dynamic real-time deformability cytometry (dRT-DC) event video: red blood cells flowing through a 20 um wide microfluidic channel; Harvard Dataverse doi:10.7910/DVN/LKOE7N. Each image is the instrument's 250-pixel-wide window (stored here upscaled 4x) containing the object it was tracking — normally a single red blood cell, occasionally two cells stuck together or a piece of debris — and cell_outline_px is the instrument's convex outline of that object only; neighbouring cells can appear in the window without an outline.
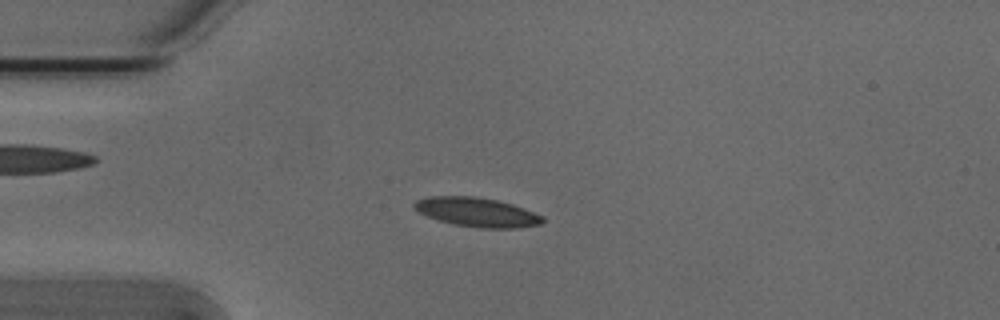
{"species": "Egyptian fruit bat (a non-hibernating species)", "species_latin": "Rousettus aegyptiacus", "temperature_condition": "cold", "stored_images_in_passage": 53, "camera_frame_rate_fps": 3000, "um_per_image_px": 0.085, "animal": {"sex": "male"}, "frame": {"image": 1, "passage_image": 13, "time_ms": 4.0, "image_size_px": [1000, 320], "cell_outline_px": [[544, 220], [540, 224], [516, 228], [480, 228], [452, 224], [428, 216], [412, 208], [412, 204], [416, 200], [428, 196], [472, 196], [496, 200], [512, 204], [544, 216]], "centroid_in_image_um": [40.52, 18.03], "position_along_channel_um": 44.5, "area_um2": 21.73}}
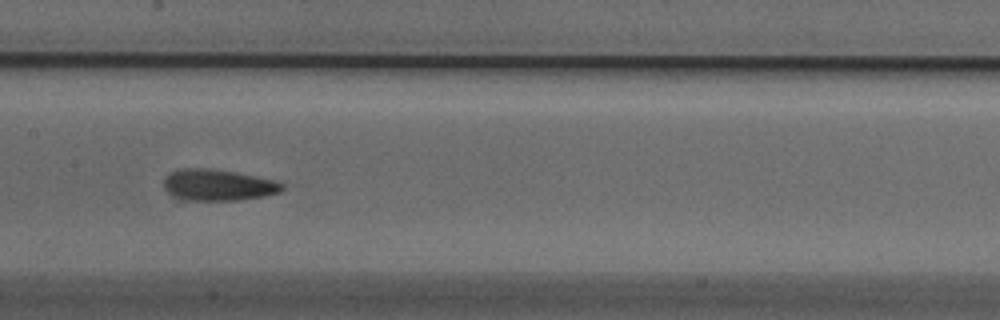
{"frame": {"image": 2, "passage_image": 26, "time_ms": 8.333, "image_size_px": [1000, 320], "cell_outline_px": [[284, 188], [280, 192], [264, 196], [236, 200], [188, 200], [172, 196], [164, 188], [164, 176], [172, 172], [184, 168], [208, 168], [236, 172], [276, 180], [284, 184]], "centroid_in_image_um": [18.54, 15.72], "position_along_channel_um": 188.9, "area_um2": 21.62}}
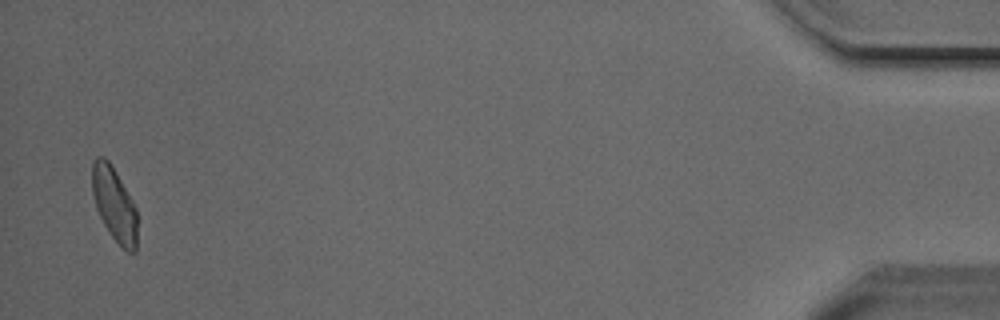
{"frame": {"image": 3, "passage_image": 52, "time_ms": 17.0, "image_size_px": [1000, 320], "cell_outline_px": [[136, 252], [128, 252], [112, 236], [104, 224], [96, 208], [92, 192], [92, 160], [96, 156], [104, 156], [108, 160], [116, 172], [132, 200], [136, 208]], "centroid_in_image_um": [9.69, 17.31], "position_along_channel_um": 425.5, "area_um2": 19.19}, "authors_computed_cell_mechanics": {"area_um2": 20.4034, "velocity_mm_per_s": 3.7858, "shape_relaxation_time_tau1_ms": 4.2458, "shape_relaxation_time_tau2_ms": 2.5412, "deformation_change_tau1": 0.1399, "deformation_change_tau2": 0.0921}}